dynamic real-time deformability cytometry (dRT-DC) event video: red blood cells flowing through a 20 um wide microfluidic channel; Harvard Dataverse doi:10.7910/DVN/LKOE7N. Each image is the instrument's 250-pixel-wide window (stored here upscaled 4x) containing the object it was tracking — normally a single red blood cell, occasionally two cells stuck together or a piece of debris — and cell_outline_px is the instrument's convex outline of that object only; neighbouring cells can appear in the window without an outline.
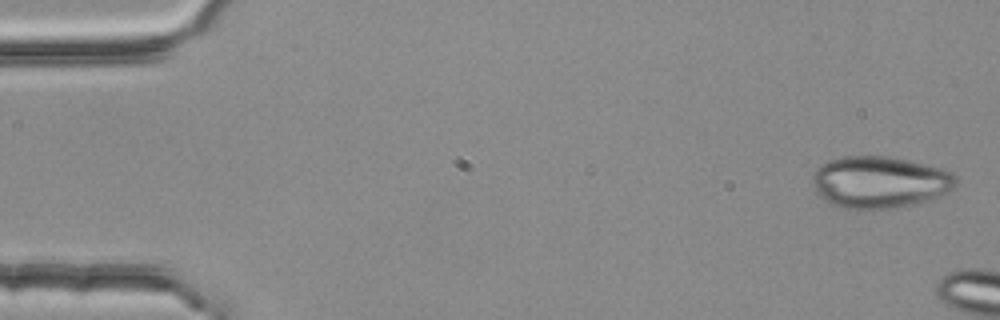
{"species": "common noctule bat (a hibernating species)", "species_latin": "Nyctalus noctula", "temperature_condition": "room temperature", "stored_images_in_passage": 5, "camera_frame_rate_fps": 3000, "um_per_image_px": 0.085, "animal": {"sex": "female", "body_mass_g": 25.1}, "frame": {"image": 1, "passage_image": 1, "time_ms": 0.0, "image_size_px": [1000, 320], "cell_outline_px": [[956, 184], [952, 188], [928, 200], [888, 208], [856, 212], [832, 204], [824, 200], [816, 192], [812, 180], [812, 176], [816, 168], [820, 164], [828, 160], [844, 156], [888, 156], [944, 168], [952, 172], [956, 176]], "centroid_in_image_um": [74.71, 15.48], "position_along_channel_um": 10.3, "area_um2": 43.58}}